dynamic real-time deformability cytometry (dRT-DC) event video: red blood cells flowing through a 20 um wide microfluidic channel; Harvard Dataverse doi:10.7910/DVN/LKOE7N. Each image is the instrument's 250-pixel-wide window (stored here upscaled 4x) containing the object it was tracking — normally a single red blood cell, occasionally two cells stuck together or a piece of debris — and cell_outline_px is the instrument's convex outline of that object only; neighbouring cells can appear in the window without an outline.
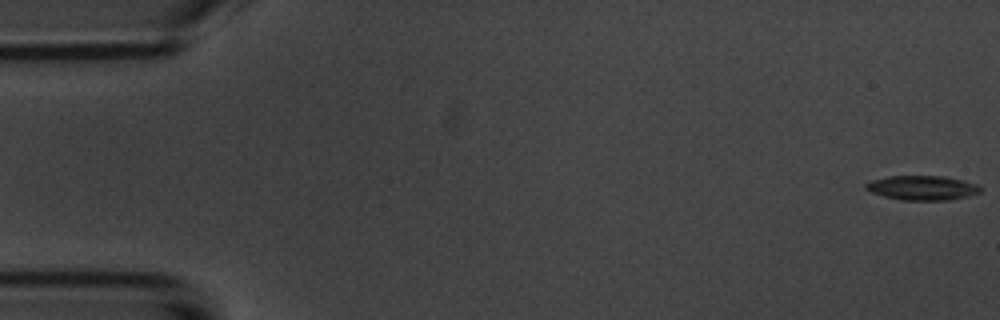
{"species": "common noctule bat (a hibernating species)", "species_latin": "Nyctalus noctula", "temperature_condition": "room temperature", "stored_images_in_passage": 56, "camera_frame_rate_fps": 3000, "um_per_image_px": 0.085, "animal": {"sex": "male", "body_mass_g": 20.1, "forearm_length_mm": 53.5}, "frame": {"image": 1, "passage_image": 1, "time_ms": 0.0, "image_size_px": [1000, 320], "cell_outline_px": [[984, 188], [980, 192], [968, 196], [948, 200], [900, 200], [884, 196], [872, 192], [864, 188], [864, 184], [872, 180], [888, 176], [944, 176], [964, 180], [980, 184]], "centroid_in_image_um": [78.44, 15.96], "position_along_channel_um": 6.6, "area_um2": 16.53}}
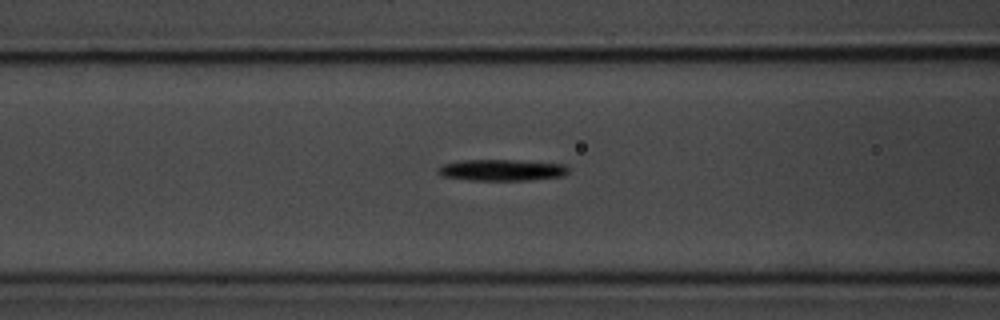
{"frame": {"image": 2, "passage_image": 22, "time_ms": 7.0, "image_size_px": [1000, 320], "cell_outline_px": [[568, 172], [564, 176], [532, 180], [472, 180], [440, 176], [436, 172], [436, 168], [444, 164], [460, 160], [516, 160], [564, 164], [568, 168]], "centroid_in_image_um": [42.62, 14.46], "position_along_channel_um": 124.0, "area_um2": 16.36}}
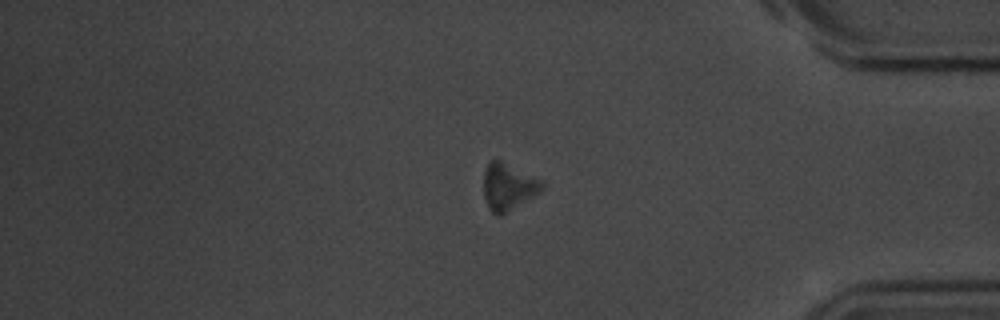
{"frame": {"image": 3, "passage_image": 46, "time_ms": 15.0, "image_size_px": [1000, 320], "cell_outline_px": [[544, 188], [532, 196], [500, 216], [496, 216], [488, 208], [484, 196], [484, 168], [492, 160], [500, 160], [540, 180], [544, 184]], "centroid_in_image_um": [43.15, 15.88], "position_along_channel_um": 392.1, "area_um2": 15.49}}